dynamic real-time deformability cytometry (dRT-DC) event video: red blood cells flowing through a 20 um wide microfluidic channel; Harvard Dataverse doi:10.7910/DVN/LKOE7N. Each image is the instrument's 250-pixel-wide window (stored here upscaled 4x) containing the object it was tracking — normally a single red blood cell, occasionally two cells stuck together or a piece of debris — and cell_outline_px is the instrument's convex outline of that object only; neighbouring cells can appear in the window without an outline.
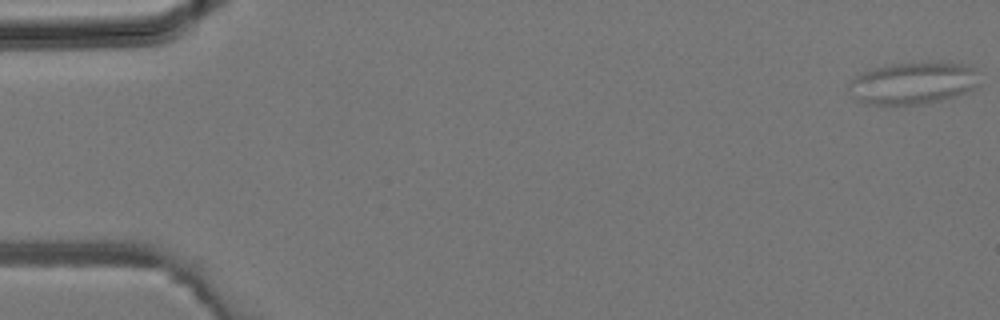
{"species": "common noctule bat (a hibernating species)", "species_latin": "Nyctalus noctula", "temperature_condition": "room temperature", "stored_images_in_passage": 36, "segment_of_instrument_passage": [1, 2], "camera_frame_rate_fps": 3000, "um_per_image_px": 0.085, "animal": {"sex": "male", "body_mass_g": 19.2, "forearm_length_mm": 51.8}, "frame": {"image": 1, "passage_image": 1, "time_ms": 0.0, "image_size_px": [1000, 320], "cell_outline_px": [[980, 84], [956, 96], [924, 104], [868, 104], [856, 100], [848, 84], [860, 72], [892, 64], [940, 60], [960, 64], [976, 68]], "centroid_in_image_um": [77.65, 7.04], "position_along_channel_um": 7.4, "area_um2": 32.19}}
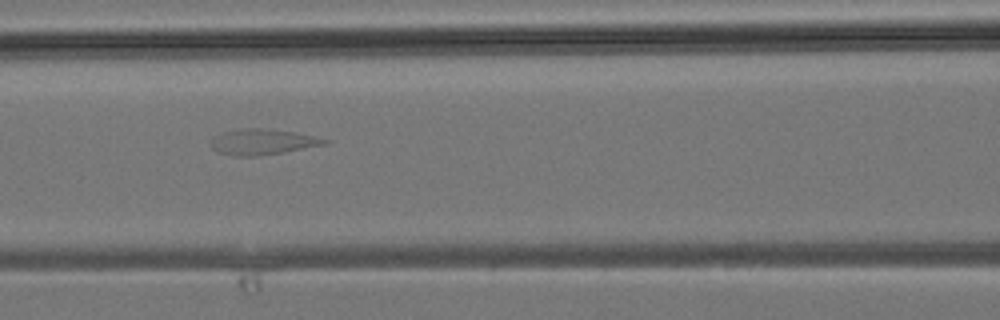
{"frame": {"image": 2, "passage_image": 16, "time_ms": 5.0, "image_size_px": [1000, 320], "cell_outline_px": [[332, 140], [328, 144], [284, 152], [260, 156], [236, 156], [216, 152], [212, 148], [212, 136], [224, 132], [244, 128], [260, 128], [292, 132]], "centroid_in_image_um": [22.31, 12.07], "position_along_channel_um": 144.3, "area_um2": 16.94}}
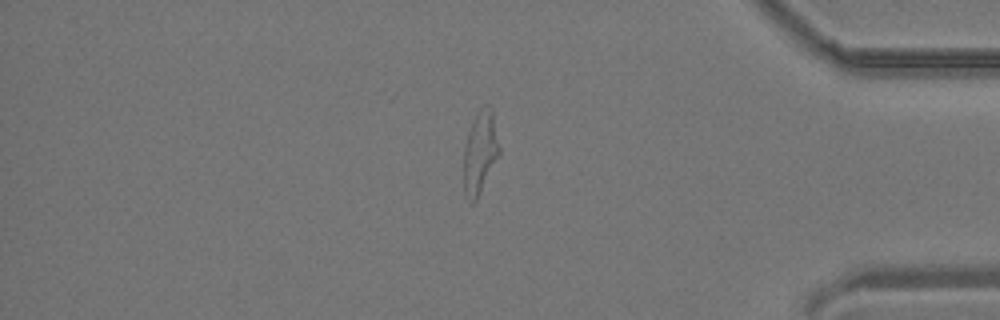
{"frame": {"image": 3, "passage_image": 31, "time_ms": 10.0, "image_size_px": [1000, 320], "cell_outline_px": [[500, 156], [476, 200], [472, 204], [464, 192], [464, 148], [468, 132], [476, 112], [480, 108], [492, 108], [500, 148]], "centroid_in_image_um": [40.82, 12.97], "position_along_channel_um": 394.4, "area_um2": 17.11}}